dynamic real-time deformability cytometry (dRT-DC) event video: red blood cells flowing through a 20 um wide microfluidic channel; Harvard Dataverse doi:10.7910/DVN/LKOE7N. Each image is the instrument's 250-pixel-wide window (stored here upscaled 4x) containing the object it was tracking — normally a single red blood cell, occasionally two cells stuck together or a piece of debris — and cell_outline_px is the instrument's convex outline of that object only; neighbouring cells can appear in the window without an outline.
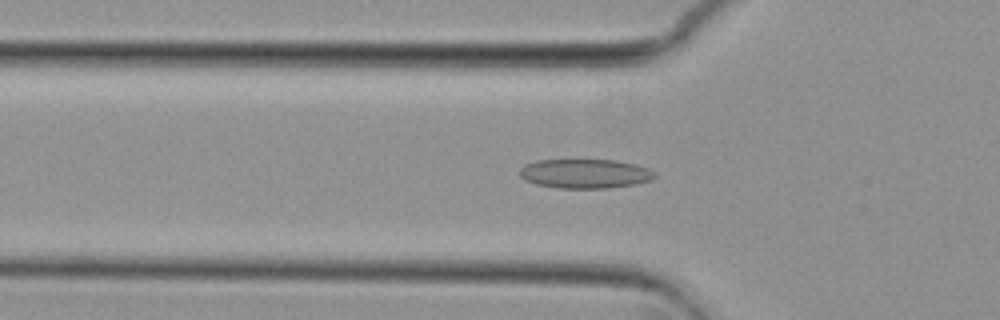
{"species": "common noctule bat (a hibernating species)", "species_latin": "Nyctalus noctula", "temperature_condition": "cold", "stored_images_in_passage": 46, "camera_frame_rate_fps": 3000, "um_per_image_px": 0.085, "animal": {"sex": "female", "body_mass_g": 29.2, "forearm_length_mm": 56.3}, "frame": {"image": 1, "passage_image": 14, "time_ms": 4.333, "image_size_px": [1000, 320], "cell_outline_px": [[656, 176], [652, 180], [632, 184], [608, 188], [556, 188], [536, 184], [524, 180], [520, 176], [520, 168], [524, 164], [536, 160], [616, 160], [636, 164], [648, 168], [656, 172]], "centroid_in_image_um": [49.71, 14.75], "position_along_channel_um": 76.1, "area_um2": 23.18}}
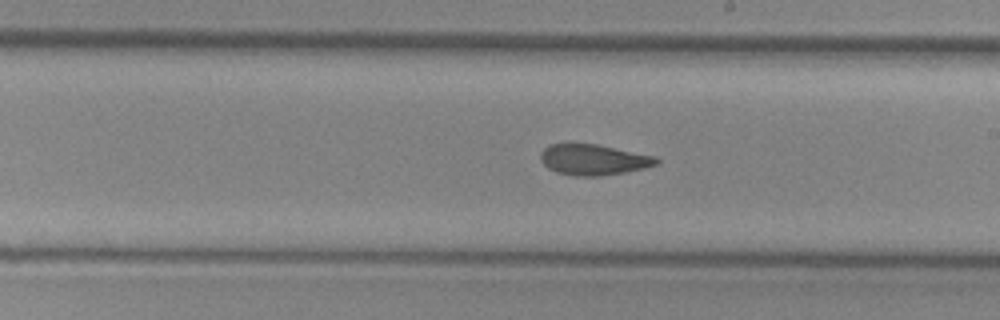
{"frame": {"image": 2, "passage_image": 27, "time_ms": 8.667, "image_size_px": [1000, 320], "cell_outline_px": [[660, 164], [644, 168], [624, 172], [600, 176], [572, 176], [556, 172], [548, 168], [540, 160], [540, 152], [548, 144], [596, 144], [656, 156], [660, 160]], "centroid_in_image_um": [50.45, 13.58], "position_along_channel_um": 238.6, "area_um2": 20.87}}
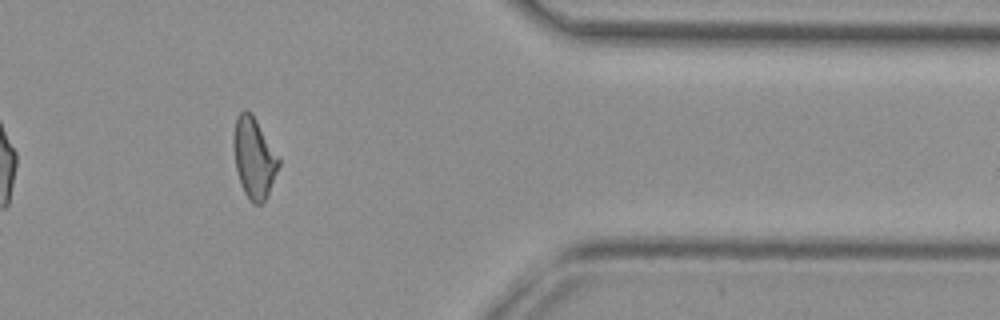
{"frame": {"image": 3, "passage_image": 41, "time_ms": 13.333, "image_size_px": [1000, 320], "cell_outline_px": [[280, 164], [268, 196], [260, 204], [252, 204], [248, 200], [240, 184], [236, 168], [232, 144], [232, 140], [236, 116], [244, 108], [252, 112], [280, 160]], "centroid_in_image_um": [21.57, 13.41], "position_along_channel_um": 389.8, "area_um2": 21.44}}